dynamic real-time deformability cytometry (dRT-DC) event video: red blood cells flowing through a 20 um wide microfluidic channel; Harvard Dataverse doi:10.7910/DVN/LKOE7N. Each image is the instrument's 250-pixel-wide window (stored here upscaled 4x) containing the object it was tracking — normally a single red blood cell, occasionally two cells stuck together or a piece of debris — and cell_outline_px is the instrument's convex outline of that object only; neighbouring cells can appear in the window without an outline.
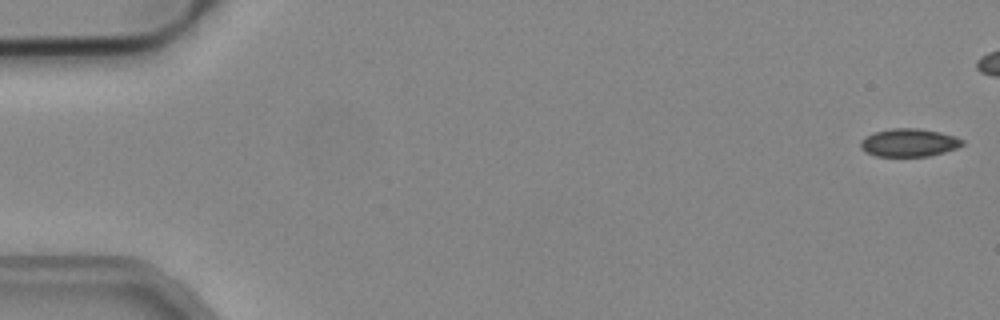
{"species": "common noctule bat (a hibernating species)", "species_latin": "Nyctalus noctula", "temperature_condition": "cold", "stored_images_in_passage": 43, "camera_frame_rate_fps": 3000, "um_per_image_px": 0.085, "animal": {"sex": "male", "body_mass_g": 19.2, "forearm_length_mm": 51.8}, "frame": {"image": 1, "passage_image": 1, "time_ms": 0.0, "image_size_px": [1000, 320], "cell_outline_px": [[964, 144], [956, 148], [944, 152], [928, 156], [876, 156], [864, 152], [860, 148], [860, 140], [876, 132], [892, 128], [916, 128], [940, 132], [956, 136], [964, 140]], "centroid_in_image_um": [77.27, 12.13], "position_along_channel_um": 7.7, "area_um2": 16.59}}
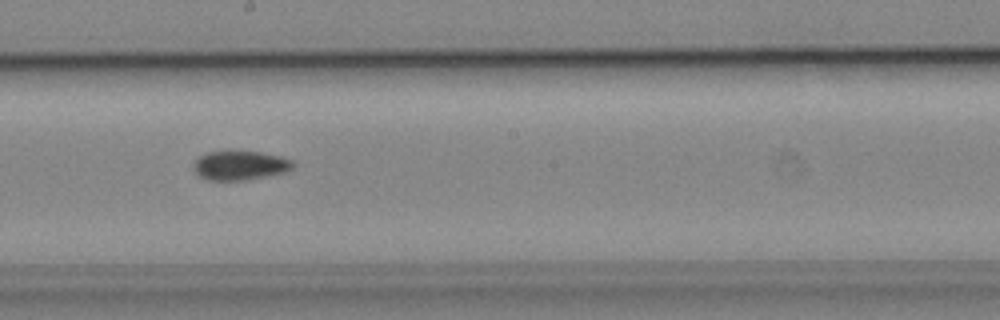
{"frame": {"image": 2, "passage_image": 29, "time_ms": 9.333, "image_size_px": [1000, 320], "cell_outline_px": [[296, 164], [292, 168], [284, 172], [248, 180], [208, 180], [200, 176], [192, 168], [192, 164], [200, 156], [208, 152], [260, 152], [280, 156], [292, 160]], "centroid_in_image_um": [20.41, 14.07], "position_along_channel_um": 227.8, "area_um2": 16.76}}
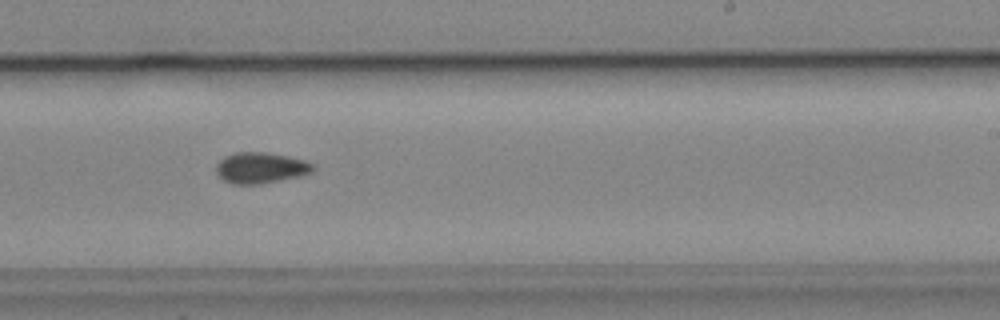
{"frame": {"image": 3, "passage_image": 32, "time_ms": 10.333, "image_size_px": [1000, 320], "cell_outline_px": [[316, 168], [312, 172], [296, 176], [260, 184], [232, 184], [224, 180], [216, 172], [216, 164], [224, 156], [232, 152], [268, 152], [288, 156], [304, 160], [312, 164]], "centroid_in_image_um": [22.12, 14.25], "position_along_channel_um": 266.9, "area_um2": 17.4}}